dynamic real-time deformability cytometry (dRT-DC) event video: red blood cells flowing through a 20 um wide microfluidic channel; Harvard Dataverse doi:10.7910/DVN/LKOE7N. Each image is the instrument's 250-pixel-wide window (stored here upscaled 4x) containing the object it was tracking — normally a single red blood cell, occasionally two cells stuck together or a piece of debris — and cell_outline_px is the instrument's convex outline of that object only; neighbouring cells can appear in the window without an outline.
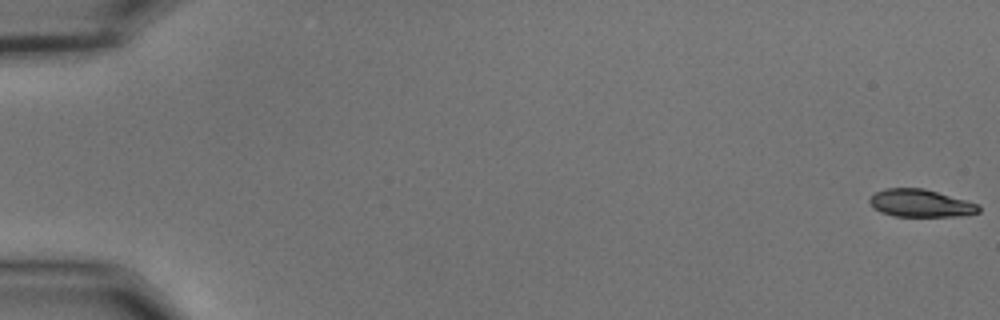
{"species": "common noctule bat (a hibernating species)", "species_latin": "Nyctalus noctula", "temperature_condition": "cold", "stored_images_in_passage": 56, "camera_frame_rate_fps": 3000, "um_per_image_px": 0.085, "animal": {"sex": "male", "body_mass_g": 15.6}, "frame": {"image": 1, "passage_image": 1, "time_ms": 0.0, "image_size_px": [1000, 320], "cell_outline_px": [[980, 212], [956, 216], [892, 216], [880, 212], [872, 208], [868, 200], [876, 192], [884, 188], [924, 188], [964, 200], [976, 204], [980, 208]], "centroid_in_image_um": [78.17, 17.27], "position_along_channel_um": 6.8, "area_um2": 17.4}}
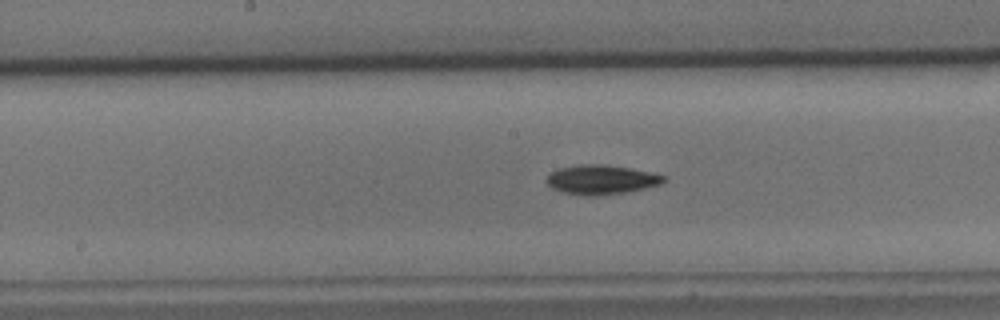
{"frame": {"image": 2, "passage_image": 30, "time_ms": 9.667, "image_size_px": [1000, 320], "cell_outline_px": [[668, 176], [660, 184], [644, 188], [624, 192], [596, 196], [588, 196], [564, 192], [552, 188], [544, 180], [548, 172], [560, 168], [580, 164], [604, 164], [628, 168]], "centroid_in_image_um": [51.05, 15.26], "position_along_channel_um": 197.2, "area_um2": 19.94}}
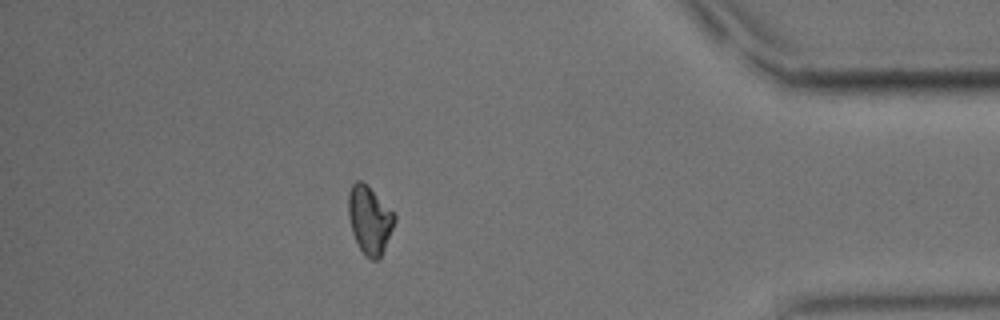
{"frame": {"image": 3, "passage_image": 50, "time_ms": 16.333, "image_size_px": [1000, 320], "cell_outline_px": [[396, 220], [380, 260], [372, 260], [364, 256], [352, 232], [348, 216], [348, 192], [352, 184], [356, 180], [360, 180], [396, 216]], "centroid_in_image_um": [31.39, 18.75], "position_along_channel_um": 403.8, "area_um2": 17.92}, "authors_computed_cell_mechanics": {"area_um2": 18.6983, "velocity_mm_per_s": 3.6478, "shape_relaxation_time_tau1_ms": 3.8738, "shape_relaxation_time_tau2_ms": null, "deformation_change_tau1": 0.1177, "deformation_change_tau2": null}}